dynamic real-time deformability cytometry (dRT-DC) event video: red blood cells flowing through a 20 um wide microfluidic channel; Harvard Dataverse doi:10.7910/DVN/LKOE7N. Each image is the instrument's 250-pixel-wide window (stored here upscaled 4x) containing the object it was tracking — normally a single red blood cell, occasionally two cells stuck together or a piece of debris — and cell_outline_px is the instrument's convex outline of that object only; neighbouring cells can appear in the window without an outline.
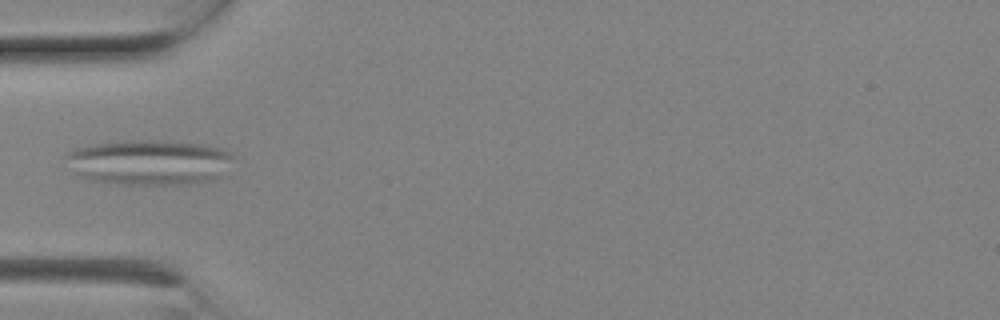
{"species": "Egyptian fruit bat (a non-hibernating species)", "species_latin": "Rousettus aegyptiacus", "temperature_condition": "room temperature", "stored_images_in_passage": 6, "camera_frame_rate_fps": 3000, "um_per_image_px": 0.085, "animal": {"sex": "female"}, "frame": {"image": 1, "passage_image": 4, "time_ms": 1.0, "image_size_px": [1000, 320], "cell_outline_px": [[236, 156], [220, 176], [212, 180], [184, 184], [120, 184], [92, 180], [80, 176], [64, 168], [60, 156], [76, 148], [92, 144], [124, 140], [160, 140], [208, 144], [232, 152]], "centroid_in_image_um": [12.59, 13.77], "position_along_channel_um": 72.4, "area_um2": 45.14}}
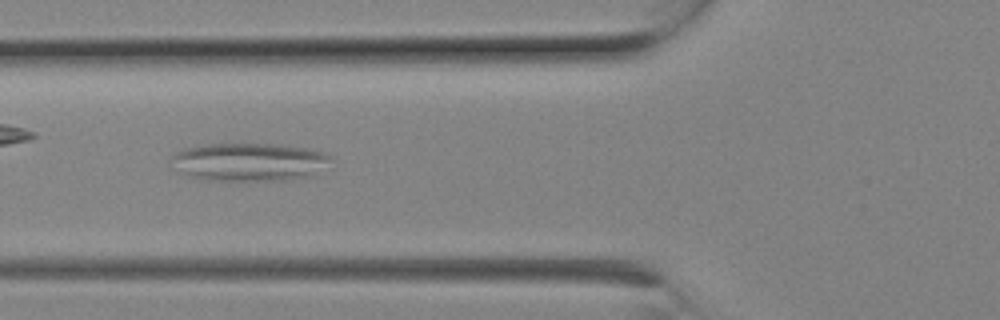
{"frame": {"image": 2, "passage_image": 5, "time_ms": 1.333, "image_size_px": [1000, 320], "cell_outline_px": [[332, 160], [316, 176], [300, 180], [200, 180], [188, 176], [168, 168], [168, 160], [176, 152], [184, 148], [208, 144], [280, 144], [308, 148], [324, 152]], "centroid_in_image_um": [21.14, 13.78], "position_along_channel_um": 104.7, "area_um2": 36.53}}